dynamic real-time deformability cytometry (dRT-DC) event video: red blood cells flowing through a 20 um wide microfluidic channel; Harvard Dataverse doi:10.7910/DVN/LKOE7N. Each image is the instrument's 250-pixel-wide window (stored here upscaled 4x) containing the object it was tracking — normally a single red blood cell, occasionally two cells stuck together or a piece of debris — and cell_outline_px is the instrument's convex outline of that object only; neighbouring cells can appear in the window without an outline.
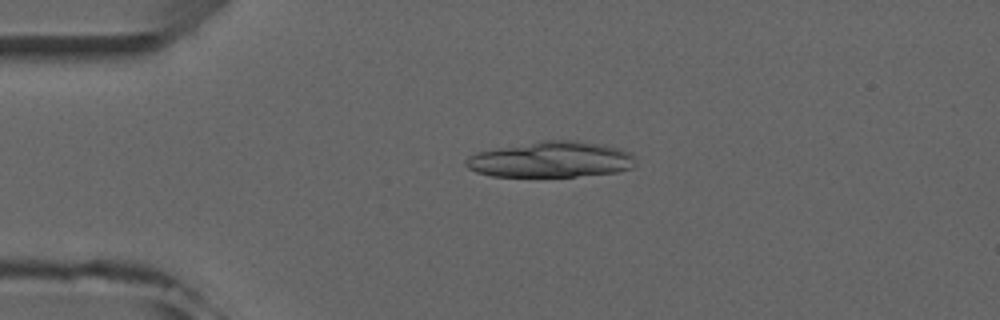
{"species": "common noctule bat (a hibernating species)", "species_latin": "Nyctalus noctula", "temperature_condition": "room temperature", "stored_images_in_passage": 5, "camera_frame_rate_fps": 3000, "um_per_image_px": 0.085, "animal": {"sex": "male", "forearm_length_mm": 52.5}, "frame": {"image": 1, "passage_image": 4, "time_ms": 3.333, "image_size_px": [1000, 320], "cell_outline_px": [[636, 164], [632, 168], [616, 172], [576, 176], [492, 176], [476, 172], [468, 168], [464, 164], [464, 160], [468, 156], [476, 152], [544, 140], [576, 140], [604, 144], [624, 148], [632, 152]], "centroid_in_image_um": [46.88, 13.55], "position_along_channel_um": 38.1, "area_um2": 35.66}}